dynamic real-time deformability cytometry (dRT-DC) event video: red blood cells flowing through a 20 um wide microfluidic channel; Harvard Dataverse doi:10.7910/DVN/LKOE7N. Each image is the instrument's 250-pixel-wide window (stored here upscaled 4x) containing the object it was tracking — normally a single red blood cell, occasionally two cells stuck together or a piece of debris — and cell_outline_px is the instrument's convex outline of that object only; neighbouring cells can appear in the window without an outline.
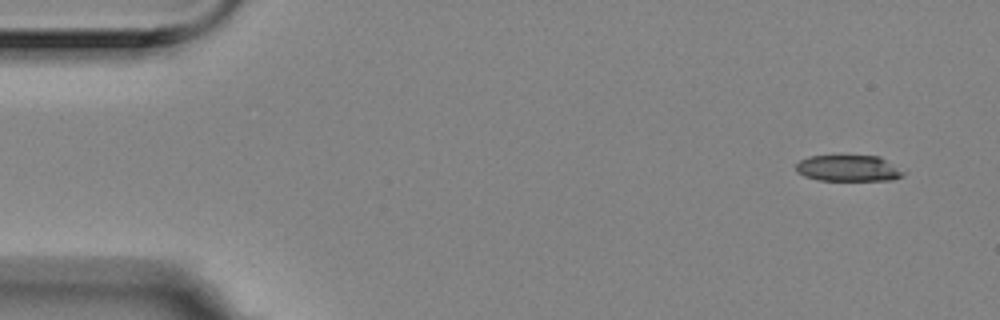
{"species": "Egyptian fruit bat (a non-hibernating species)", "species_latin": "Rousettus aegyptiacus", "temperature_condition": "room temperature", "stored_images_in_passage": 2, "segment_of_instrument_passage": [2, 2], "camera_frame_rate_fps": 3000, "um_per_image_px": 0.085, "animal": {"sex": "female"}, "frame": {"image": 1, "passage_image": 2, "time_ms": 0.333, "image_size_px": [1000, 320], "cell_outline_px": [[908, 172], [892, 180], [820, 180], [804, 176], [796, 172], [796, 164], [800, 160], [808, 156], [880, 156]], "centroid_in_image_um": [72.13, 14.3], "position_along_channel_um": 12.9, "area_um2": 16.47}}